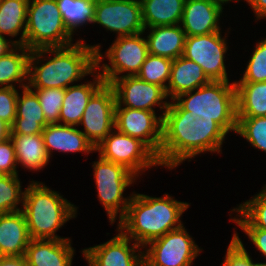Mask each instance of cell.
<instances>
[{"mask_svg":"<svg viewBox=\"0 0 266 266\" xmlns=\"http://www.w3.org/2000/svg\"><path fill=\"white\" fill-rule=\"evenodd\" d=\"M227 132L212 118L192 117L171 101L164 112L160 166L173 169L203 152H221Z\"/></svg>","mask_w":266,"mask_h":266,"instance_id":"6da1fadb","label":"cell"},{"mask_svg":"<svg viewBox=\"0 0 266 266\" xmlns=\"http://www.w3.org/2000/svg\"><path fill=\"white\" fill-rule=\"evenodd\" d=\"M100 51V45H87L82 40L65 47L32 50L28 63L27 86L31 89H66L71 86L70 83L92 74L96 69V52ZM43 54L54 56L37 66L44 59Z\"/></svg>","mask_w":266,"mask_h":266,"instance_id":"7a4b0ae2","label":"cell"},{"mask_svg":"<svg viewBox=\"0 0 266 266\" xmlns=\"http://www.w3.org/2000/svg\"><path fill=\"white\" fill-rule=\"evenodd\" d=\"M189 206L168 194L157 198L133 193L117 229L143 248L148 247L151 241L180 228V217Z\"/></svg>","mask_w":266,"mask_h":266,"instance_id":"3957f363","label":"cell"},{"mask_svg":"<svg viewBox=\"0 0 266 266\" xmlns=\"http://www.w3.org/2000/svg\"><path fill=\"white\" fill-rule=\"evenodd\" d=\"M22 211L31 239H60L55 235L68 220L76 217L77 207L41 182L32 181L25 189Z\"/></svg>","mask_w":266,"mask_h":266,"instance_id":"277c9868","label":"cell"},{"mask_svg":"<svg viewBox=\"0 0 266 266\" xmlns=\"http://www.w3.org/2000/svg\"><path fill=\"white\" fill-rule=\"evenodd\" d=\"M196 91V92H195ZM192 117L212 118L227 133L236 132L237 104L235 82L210 81L174 99Z\"/></svg>","mask_w":266,"mask_h":266,"instance_id":"5b68a950","label":"cell"},{"mask_svg":"<svg viewBox=\"0 0 266 266\" xmlns=\"http://www.w3.org/2000/svg\"><path fill=\"white\" fill-rule=\"evenodd\" d=\"M56 0H29L24 46L37 50L72 44Z\"/></svg>","mask_w":266,"mask_h":266,"instance_id":"8992f818","label":"cell"},{"mask_svg":"<svg viewBox=\"0 0 266 266\" xmlns=\"http://www.w3.org/2000/svg\"><path fill=\"white\" fill-rule=\"evenodd\" d=\"M100 203L113 224L125 215L131 197L123 198V192L136 180V176L124 166L102 159L92 165ZM120 210V211H119Z\"/></svg>","mask_w":266,"mask_h":266,"instance_id":"52a82bcc","label":"cell"},{"mask_svg":"<svg viewBox=\"0 0 266 266\" xmlns=\"http://www.w3.org/2000/svg\"><path fill=\"white\" fill-rule=\"evenodd\" d=\"M144 32L135 35L117 37L114 43L107 49L108 64L100 63L104 59L101 52H96V68H102L100 76L106 84H111L115 79L123 76H135L140 72L141 66L148 56V45ZM126 72V75L118 76Z\"/></svg>","mask_w":266,"mask_h":266,"instance_id":"ba28073f","label":"cell"},{"mask_svg":"<svg viewBox=\"0 0 266 266\" xmlns=\"http://www.w3.org/2000/svg\"><path fill=\"white\" fill-rule=\"evenodd\" d=\"M95 151L102 159L124 166L135 176L146 168L160 166L157 155L144 142L115 128L95 147Z\"/></svg>","mask_w":266,"mask_h":266,"instance_id":"9c48e42d","label":"cell"},{"mask_svg":"<svg viewBox=\"0 0 266 266\" xmlns=\"http://www.w3.org/2000/svg\"><path fill=\"white\" fill-rule=\"evenodd\" d=\"M147 245L149 249L143 251L146 266H191L201 252L183 225Z\"/></svg>","mask_w":266,"mask_h":266,"instance_id":"30bf717a","label":"cell"},{"mask_svg":"<svg viewBox=\"0 0 266 266\" xmlns=\"http://www.w3.org/2000/svg\"><path fill=\"white\" fill-rule=\"evenodd\" d=\"M226 36L214 32L198 36H186L182 56L200 65L211 81H229L224 63Z\"/></svg>","mask_w":266,"mask_h":266,"instance_id":"8fae6325","label":"cell"},{"mask_svg":"<svg viewBox=\"0 0 266 266\" xmlns=\"http://www.w3.org/2000/svg\"><path fill=\"white\" fill-rule=\"evenodd\" d=\"M116 96L114 88L104 83L89 99L79 123L81 132L96 147L115 128Z\"/></svg>","mask_w":266,"mask_h":266,"instance_id":"7c38bea8","label":"cell"},{"mask_svg":"<svg viewBox=\"0 0 266 266\" xmlns=\"http://www.w3.org/2000/svg\"><path fill=\"white\" fill-rule=\"evenodd\" d=\"M92 23L117 33V37L145 32L140 0L96 1Z\"/></svg>","mask_w":266,"mask_h":266,"instance_id":"4fadbf2b","label":"cell"},{"mask_svg":"<svg viewBox=\"0 0 266 266\" xmlns=\"http://www.w3.org/2000/svg\"><path fill=\"white\" fill-rule=\"evenodd\" d=\"M115 129L120 133L140 139L157 156L162 144L163 116L155 111L115 106Z\"/></svg>","mask_w":266,"mask_h":266,"instance_id":"5bb4252c","label":"cell"},{"mask_svg":"<svg viewBox=\"0 0 266 266\" xmlns=\"http://www.w3.org/2000/svg\"><path fill=\"white\" fill-rule=\"evenodd\" d=\"M110 85L115 91L116 106L155 111L152 107L157 105L160 109H165L162 116L169 107L170 102L163 101L168 97L166 90L141 80L137 75L120 77Z\"/></svg>","mask_w":266,"mask_h":266,"instance_id":"9a60e30c","label":"cell"},{"mask_svg":"<svg viewBox=\"0 0 266 266\" xmlns=\"http://www.w3.org/2000/svg\"><path fill=\"white\" fill-rule=\"evenodd\" d=\"M109 241L82 251L89 266H143L144 255L140 245L133 242L120 230ZM130 245V246H129ZM139 250L136 254V250Z\"/></svg>","mask_w":266,"mask_h":266,"instance_id":"2e32d148","label":"cell"},{"mask_svg":"<svg viewBox=\"0 0 266 266\" xmlns=\"http://www.w3.org/2000/svg\"><path fill=\"white\" fill-rule=\"evenodd\" d=\"M223 5L213 0H185L180 26L186 36L220 31L219 18Z\"/></svg>","mask_w":266,"mask_h":266,"instance_id":"e0dca14e","label":"cell"},{"mask_svg":"<svg viewBox=\"0 0 266 266\" xmlns=\"http://www.w3.org/2000/svg\"><path fill=\"white\" fill-rule=\"evenodd\" d=\"M69 239H31L26 251L27 266H71L75 253Z\"/></svg>","mask_w":266,"mask_h":266,"instance_id":"ac0fdd59","label":"cell"},{"mask_svg":"<svg viewBox=\"0 0 266 266\" xmlns=\"http://www.w3.org/2000/svg\"><path fill=\"white\" fill-rule=\"evenodd\" d=\"M31 238L23 211L0 214V256H24Z\"/></svg>","mask_w":266,"mask_h":266,"instance_id":"d6986e66","label":"cell"},{"mask_svg":"<svg viewBox=\"0 0 266 266\" xmlns=\"http://www.w3.org/2000/svg\"><path fill=\"white\" fill-rule=\"evenodd\" d=\"M42 137L49 157L52 156V150L64 153L95 151L93 144L76 126L63 123L48 124L44 127Z\"/></svg>","mask_w":266,"mask_h":266,"instance_id":"ffe728a7","label":"cell"},{"mask_svg":"<svg viewBox=\"0 0 266 266\" xmlns=\"http://www.w3.org/2000/svg\"><path fill=\"white\" fill-rule=\"evenodd\" d=\"M22 96L18 94L16 118L11 126V134H42L48 125L36 93L28 86L23 87Z\"/></svg>","mask_w":266,"mask_h":266,"instance_id":"44dd1931","label":"cell"},{"mask_svg":"<svg viewBox=\"0 0 266 266\" xmlns=\"http://www.w3.org/2000/svg\"><path fill=\"white\" fill-rule=\"evenodd\" d=\"M96 71H98L97 68L92 72V76L95 75L93 82L77 84L65 89L59 117L60 124L63 122L64 125L69 126L79 125L89 99L105 83L100 76L101 71L99 73Z\"/></svg>","mask_w":266,"mask_h":266,"instance_id":"7402d4cb","label":"cell"},{"mask_svg":"<svg viewBox=\"0 0 266 266\" xmlns=\"http://www.w3.org/2000/svg\"><path fill=\"white\" fill-rule=\"evenodd\" d=\"M210 81L200 65L181 55L173 60L166 93L173 101L179 95L196 90Z\"/></svg>","mask_w":266,"mask_h":266,"instance_id":"603a6c76","label":"cell"},{"mask_svg":"<svg viewBox=\"0 0 266 266\" xmlns=\"http://www.w3.org/2000/svg\"><path fill=\"white\" fill-rule=\"evenodd\" d=\"M185 40L180 24L151 27L146 39L148 53L174 60L183 54Z\"/></svg>","mask_w":266,"mask_h":266,"instance_id":"cb8c5ba5","label":"cell"},{"mask_svg":"<svg viewBox=\"0 0 266 266\" xmlns=\"http://www.w3.org/2000/svg\"><path fill=\"white\" fill-rule=\"evenodd\" d=\"M10 138L15 146L17 165L20 163L30 171H37L48 164L50 157L47 154L42 134H11Z\"/></svg>","mask_w":266,"mask_h":266,"instance_id":"d4e9b609","label":"cell"},{"mask_svg":"<svg viewBox=\"0 0 266 266\" xmlns=\"http://www.w3.org/2000/svg\"><path fill=\"white\" fill-rule=\"evenodd\" d=\"M145 30L180 24L185 0H140Z\"/></svg>","mask_w":266,"mask_h":266,"instance_id":"484cf974","label":"cell"},{"mask_svg":"<svg viewBox=\"0 0 266 266\" xmlns=\"http://www.w3.org/2000/svg\"><path fill=\"white\" fill-rule=\"evenodd\" d=\"M237 117L266 116V81L235 82Z\"/></svg>","mask_w":266,"mask_h":266,"instance_id":"4316f807","label":"cell"},{"mask_svg":"<svg viewBox=\"0 0 266 266\" xmlns=\"http://www.w3.org/2000/svg\"><path fill=\"white\" fill-rule=\"evenodd\" d=\"M30 51L31 50L24 45H16L11 51L0 58L1 87L16 88L15 85H13L14 82L21 83L19 86L22 88L27 86V84L22 83V81H28Z\"/></svg>","mask_w":266,"mask_h":266,"instance_id":"83f0119b","label":"cell"},{"mask_svg":"<svg viewBox=\"0 0 266 266\" xmlns=\"http://www.w3.org/2000/svg\"><path fill=\"white\" fill-rule=\"evenodd\" d=\"M29 0H0V35L21 37L15 40L16 45H24Z\"/></svg>","mask_w":266,"mask_h":266,"instance_id":"f1b7e54d","label":"cell"},{"mask_svg":"<svg viewBox=\"0 0 266 266\" xmlns=\"http://www.w3.org/2000/svg\"><path fill=\"white\" fill-rule=\"evenodd\" d=\"M63 22L73 35L80 26L92 23L95 13V0H56Z\"/></svg>","mask_w":266,"mask_h":266,"instance_id":"f546056e","label":"cell"},{"mask_svg":"<svg viewBox=\"0 0 266 266\" xmlns=\"http://www.w3.org/2000/svg\"><path fill=\"white\" fill-rule=\"evenodd\" d=\"M240 215L237 219L234 217L232 221L240 228H259L266 230V185L262 191L255 195L252 199L240 204L235 211Z\"/></svg>","mask_w":266,"mask_h":266,"instance_id":"4dcf8cb0","label":"cell"},{"mask_svg":"<svg viewBox=\"0 0 266 266\" xmlns=\"http://www.w3.org/2000/svg\"><path fill=\"white\" fill-rule=\"evenodd\" d=\"M173 60L167 57L148 54L137 76L148 83L156 84L165 90L171 76ZM168 81V84L165 83Z\"/></svg>","mask_w":266,"mask_h":266,"instance_id":"1f68e13d","label":"cell"},{"mask_svg":"<svg viewBox=\"0 0 266 266\" xmlns=\"http://www.w3.org/2000/svg\"><path fill=\"white\" fill-rule=\"evenodd\" d=\"M20 183L18 175L0 174V214L22 210L17 206H23L25 194Z\"/></svg>","mask_w":266,"mask_h":266,"instance_id":"d6a6232c","label":"cell"},{"mask_svg":"<svg viewBox=\"0 0 266 266\" xmlns=\"http://www.w3.org/2000/svg\"><path fill=\"white\" fill-rule=\"evenodd\" d=\"M247 142L266 153V116L237 117L236 132Z\"/></svg>","mask_w":266,"mask_h":266,"instance_id":"836d02e7","label":"cell"},{"mask_svg":"<svg viewBox=\"0 0 266 266\" xmlns=\"http://www.w3.org/2000/svg\"><path fill=\"white\" fill-rule=\"evenodd\" d=\"M33 91L36 93L39 99L46 122L48 124L59 123L60 112L65 96V89L43 88L36 90L34 89Z\"/></svg>","mask_w":266,"mask_h":266,"instance_id":"e575fe53","label":"cell"},{"mask_svg":"<svg viewBox=\"0 0 266 266\" xmlns=\"http://www.w3.org/2000/svg\"><path fill=\"white\" fill-rule=\"evenodd\" d=\"M266 81V38L256 44L243 77L236 82Z\"/></svg>","mask_w":266,"mask_h":266,"instance_id":"d590c367","label":"cell"},{"mask_svg":"<svg viewBox=\"0 0 266 266\" xmlns=\"http://www.w3.org/2000/svg\"><path fill=\"white\" fill-rule=\"evenodd\" d=\"M226 256L223 266H254L255 263L252 261L248 252L246 251L242 241L240 240L237 233H234L233 238L227 248Z\"/></svg>","mask_w":266,"mask_h":266,"instance_id":"8d00e7d4","label":"cell"},{"mask_svg":"<svg viewBox=\"0 0 266 266\" xmlns=\"http://www.w3.org/2000/svg\"><path fill=\"white\" fill-rule=\"evenodd\" d=\"M18 91L13 87H0V119L13 125L16 118Z\"/></svg>","mask_w":266,"mask_h":266,"instance_id":"74e56055","label":"cell"},{"mask_svg":"<svg viewBox=\"0 0 266 266\" xmlns=\"http://www.w3.org/2000/svg\"><path fill=\"white\" fill-rule=\"evenodd\" d=\"M15 146L11 138L0 143V174L18 175Z\"/></svg>","mask_w":266,"mask_h":266,"instance_id":"f35d334b","label":"cell"},{"mask_svg":"<svg viewBox=\"0 0 266 266\" xmlns=\"http://www.w3.org/2000/svg\"><path fill=\"white\" fill-rule=\"evenodd\" d=\"M249 236L256 248L266 257V230L259 228H241Z\"/></svg>","mask_w":266,"mask_h":266,"instance_id":"ab89813d","label":"cell"},{"mask_svg":"<svg viewBox=\"0 0 266 266\" xmlns=\"http://www.w3.org/2000/svg\"><path fill=\"white\" fill-rule=\"evenodd\" d=\"M249 3V6L252 7V10L254 11V14L256 15V18L266 19V0H245Z\"/></svg>","mask_w":266,"mask_h":266,"instance_id":"60d3db41","label":"cell"},{"mask_svg":"<svg viewBox=\"0 0 266 266\" xmlns=\"http://www.w3.org/2000/svg\"><path fill=\"white\" fill-rule=\"evenodd\" d=\"M0 266H27L24 256L18 257H1Z\"/></svg>","mask_w":266,"mask_h":266,"instance_id":"b9f144b4","label":"cell"},{"mask_svg":"<svg viewBox=\"0 0 266 266\" xmlns=\"http://www.w3.org/2000/svg\"><path fill=\"white\" fill-rule=\"evenodd\" d=\"M15 46L16 44L14 43V41L11 40L8 42L5 36L0 35V58L11 51Z\"/></svg>","mask_w":266,"mask_h":266,"instance_id":"7bdbcfd3","label":"cell"},{"mask_svg":"<svg viewBox=\"0 0 266 266\" xmlns=\"http://www.w3.org/2000/svg\"><path fill=\"white\" fill-rule=\"evenodd\" d=\"M11 137V126L0 119V143Z\"/></svg>","mask_w":266,"mask_h":266,"instance_id":"ee69618b","label":"cell"},{"mask_svg":"<svg viewBox=\"0 0 266 266\" xmlns=\"http://www.w3.org/2000/svg\"><path fill=\"white\" fill-rule=\"evenodd\" d=\"M213 1H215V2H217L219 4H221V5H223L224 3L226 4L229 1H233V0H213ZM234 1H237L238 2L239 0H234Z\"/></svg>","mask_w":266,"mask_h":266,"instance_id":"f6af8a7d","label":"cell"},{"mask_svg":"<svg viewBox=\"0 0 266 266\" xmlns=\"http://www.w3.org/2000/svg\"><path fill=\"white\" fill-rule=\"evenodd\" d=\"M254 266H266V263H255Z\"/></svg>","mask_w":266,"mask_h":266,"instance_id":"bcb514c9","label":"cell"},{"mask_svg":"<svg viewBox=\"0 0 266 266\" xmlns=\"http://www.w3.org/2000/svg\"><path fill=\"white\" fill-rule=\"evenodd\" d=\"M95 1H112V0H95Z\"/></svg>","mask_w":266,"mask_h":266,"instance_id":"7dc6e473","label":"cell"}]
</instances>
